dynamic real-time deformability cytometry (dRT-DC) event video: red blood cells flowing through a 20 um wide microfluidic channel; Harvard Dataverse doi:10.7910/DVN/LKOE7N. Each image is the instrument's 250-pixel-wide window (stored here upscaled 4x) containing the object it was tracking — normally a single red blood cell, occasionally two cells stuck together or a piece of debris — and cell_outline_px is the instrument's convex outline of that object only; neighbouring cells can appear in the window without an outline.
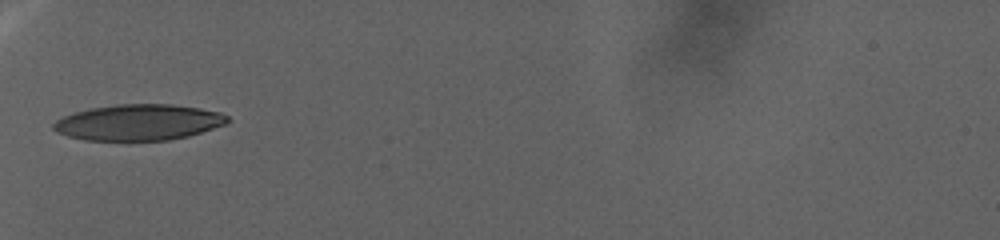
{"species": "human", "species_latin": "Homo sapiens", "temperature_condition": "warm", "stored_images_in_passage": 78, "camera_frame_rate_fps": 3000, "um_per_image_px": 0.085, "donor": {"sex": "female"}, "frame": {"image": 1, "passage_image": 1, "time_ms": 0.0, "image_size_px": [1000, 240], "cell_outline_px": [[228, 124], [188, 136], [168, 140], [84, 140], [68, 136], [56, 132], [52, 128], [52, 124], [56, 120], [64, 116], [76, 112], [92, 108], [116, 104], [172, 104], [200, 108], [220, 112], [228, 116]], "centroid_in_image_um": [11.79, 10.4], "position_along_channel_um": 73.2, "area_um2": 36.47}}
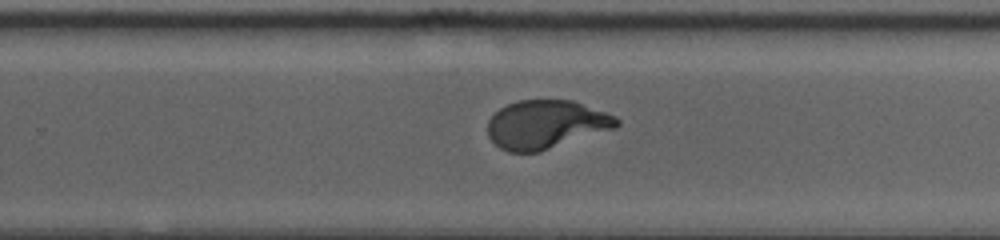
{"frame": {"image": 2, "passage_image": 40, "time_ms": 13.0, "image_size_px": [1000, 240], "cell_outline_px": [[620, 124], [616, 128], [540, 152], [508, 152], [500, 148], [488, 136], [488, 120], [500, 108], [508, 104], [520, 100], [572, 100], [616, 116], [620, 120]], "centroid_in_image_um": [46.42, 10.59], "position_along_channel_um": 283.4, "area_um2": 36.47}}
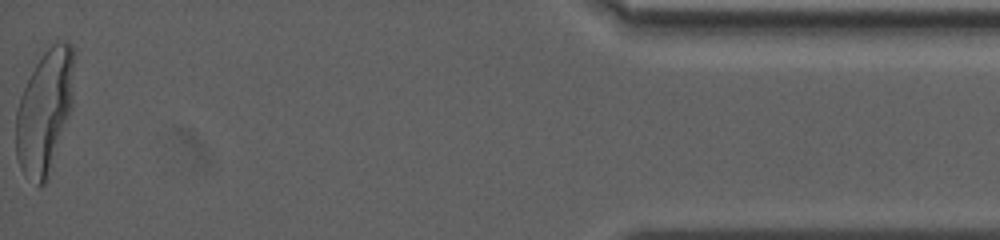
{"frame": {"image": 3, "passage_image": 78, "time_ms": 25.667, "image_size_px": [1000, 240], "cell_outline_px": [[72, 108], [48, 180], [44, 184], [36, 184], [24, 176], [20, 168], [16, 156], [16, 112], [20, 96], [40, 56], [56, 40], [68, 40], [72, 44]], "centroid_in_image_um": [3.78, 9.52], "position_along_channel_um": 431.4, "area_um2": 41.91}}